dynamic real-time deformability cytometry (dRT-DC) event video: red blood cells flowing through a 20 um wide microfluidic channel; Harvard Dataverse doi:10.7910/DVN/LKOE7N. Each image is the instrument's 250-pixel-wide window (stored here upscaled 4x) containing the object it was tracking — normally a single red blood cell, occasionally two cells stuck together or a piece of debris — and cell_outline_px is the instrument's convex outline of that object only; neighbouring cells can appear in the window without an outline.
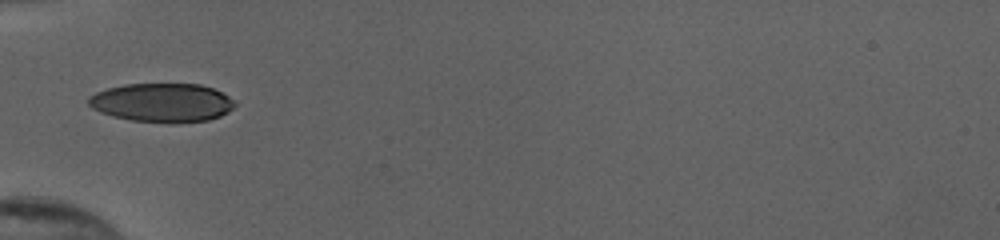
{"species": "human", "species_latin": "Homo sapiens", "temperature_condition": "cold", "stored_images_in_passage": 34, "camera_frame_rate_fps": 3000, "um_per_image_px": 0.085, "donor": {"sex": "female"}, "frame": {"image": 1, "passage_image": 1, "time_ms": 0.0, "image_size_px": [1000, 240], "cell_outline_px": [[236, 104], [228, 112], [220, 116], [208, 120], [176, 124], [172, 124], [132, 120], [112, 116], [100, 112], [92, 108], [88, 104], [88, 96], [96, 92], [108, 88], [124, 84], [200, 84], [212, 88], [228, 96]], "centroid_in_image_um": [13.76, 8.73], "position_along_channel_um": 71.2, "area_um2": 33.29}}
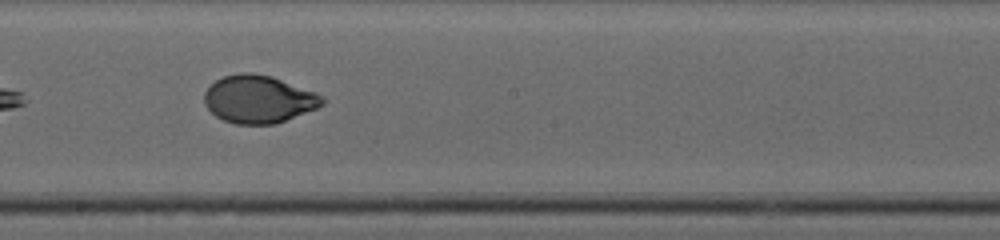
{"frame": {"image": 2, "passage_image": 13, "time_ms": 4.0, "image_size_px": [1000, 240], "cell_outline_px": [[324, 104], [316, 108], [276, 124], [236, 124], [224, 120], [216, 116], [204, 104], [204, 92], [216, 80], [224, 76], [240, 72], [252, 72], [272, 76], [316, 92], [324, 96]], "centroid_in_image_um": [21.99, 8.42], "position_along_channel_um": 226.2, "area_um2": 32.83}}
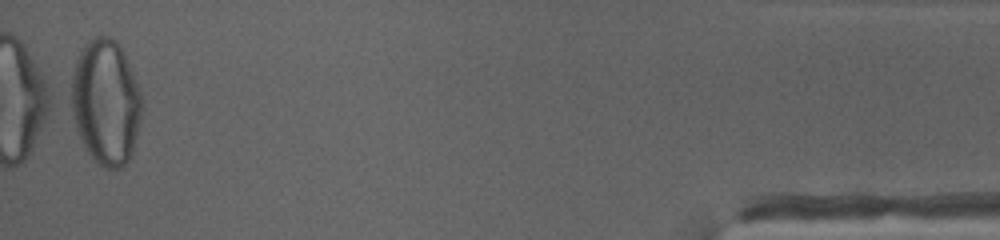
{"frame": {"image": 3, "passage_image": 34, "time_ms": 11.0, "image_size_px": [1000, 240], "cell_outline_px": [[144, 104], [132, 156], [120, 168], [104, 168], [88, 152], [76, 128], [64, 96], [76, 60], [84, 44], [88, 40], [96, 36], [108, 36], [116, 40], [120, 44], [124, 52], [140, 88]], "centroid_in_image_um": [8.95, 8.64], "position_along_channel_um": 426.3, "area_um2": 53.12}, "authors_computed_cell_mechanics": {"area_um2": 33.1772, "velocity_mm_per_s": 3.901, "shape_relaxation_time_tau1_ms": 3.875, "shape_relaxation_time_tau2_ms": null, "deformation_change_tau1": 0.1754, "deformation_change_tau2": null}}